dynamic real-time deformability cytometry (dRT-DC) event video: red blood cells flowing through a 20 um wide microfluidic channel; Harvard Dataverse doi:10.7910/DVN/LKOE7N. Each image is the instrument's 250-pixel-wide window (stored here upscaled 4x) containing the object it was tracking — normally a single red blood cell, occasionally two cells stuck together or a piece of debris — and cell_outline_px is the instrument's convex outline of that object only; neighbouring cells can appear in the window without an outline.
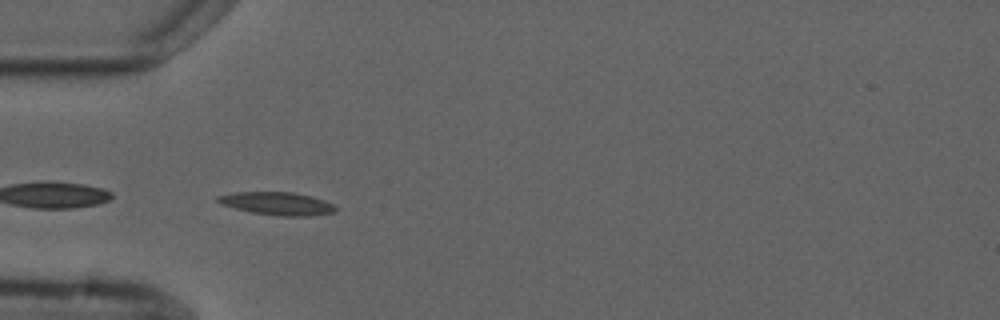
{"species": "common noctule bat (a hibernating species)", "species_latin": "Nyctalus noctula", "temperature_condition": "cold", "stored_images_in_passage": 5, "camera_frame_rate_fps": 3000, "um_per_image_px": 0.085, "animal": {"sex": "male", "forearm_length_mm": 52.5}, "frame": {"image": 1, "passage_image": 4, "time_ms": 3.667, "image_size_px": [1000, 320], "cell_outline_px": [[336, 212], [308, 216], [276, 216], [252, 212], [236, 208], [224, 204], [216, 200], [216, 196], [236, 192], [292, 192], [312, 196], [324, 200], [332, 204], [336, 208]], "centroid_in_image_um": [23.59, 17.3], "position_along_channel_um": 61.4, "area_um2": 15.61}}